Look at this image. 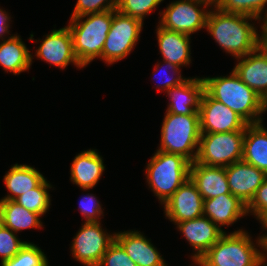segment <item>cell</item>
<instances>
[{"instance_id":"6da1fadb","label":"cell","mask_w":267,"mask_h":266,"mask_svg":"<svg viewBox=\"0 0 267 266\" xmlns=\"http://www.w3.org/2000/svg\"><path fill=\"white\" fill-rule=\"evenodd\" d=\"M248 20L258 19L216 8L209 12L205 28L225 52L239 58L255 51L260 43L256 27Z\"/></svg>"},{"instance_id":"7a4b0ae2","label":"cell","mask_w":267,"mask_h":266,"mask_svg":"<svg viewBox=\"0 0 267 266\" xmlns=\"http://www.w3.org/2000/svg\"><path fill=\"white\" fill-rule=\"evenodd\" d=\"M205 92L236 112L248 124L262 122L263 99L232 70L228 77L202 78Z\"/></svg>"},{"instance_id":"3957f363","label":"cell","mask_w":267,"mask_h":266,"mask_svg":"<svg viewBox=\"0 0 267 266\" xmlns=\"http://www.w3.org/2000/svg\"><path fill=\"white\" fill-rule=\"evenodd\" d=\"M87 17L84 21V19ZM113 10L70 18V30L74 53L79 63L86 67L95 58H100L107 34L110 31Z\"/></svg>"},{"instance_id":"277c9868","label":"cell","mask_w":267,"mask_h":266,"mask_svg":"<svg viewBox=\"0 0 267 266\" xmlns=\"http://www.w3.org/2000/svg\"><path fill=\"white\" fill-rule=\"evenodd\" d=\"M251 239L242 229L224 233L200 260L207 266H265L267 255Z\"/></svg>"},{"instance_id":"5b68a950","label":"cell","mask_w":267,"mask_h":266,"mask_svg":"<svg viewBox=\"0 0 267 266\" xmlns=\"http://www.w3.org/2000/svg\"><path fill=\"white\" fill-rule=\"evenodd\" d=\"M191 162L184 156L157 150L146 167L150 189L163 204L189 179Z\"/></svg>"},{"instance_id":"8992f818","label":"cell","mask_w":267,"mask_h":266,"mask_svg":"<svg viewBox=\"0 0 267 266\" xmlns=\"http://www.w3.org/2000/svg\"><path fill=\"white\" fill-rule=\"evenodd\" d=\"M200 137L199 115L166 112L161 127L160 147L157 150L182 155L192 163L197 157Z\"/></svg>"},{"instance_id":"52a82bcc","label":"cell","mask_w":267,"mask_h":266,"mask_svg":"<svg viewBox=\"0 0 267 266\" xmlns=\"http://www.w3.org/2000/svg\"><path fill=\"white\" fill-rule=\"evenodd\" d=\"M245 131L201 133L195 162L227 167L243 158Z\"/></svg>"},{"instance_id":"ba28073f","label":"cell","mask_w":267,"mask_h":266,"mask_svg":"<svg viewBox=\"0 0 267 266\" xmlns=\"http://www.w3.org/2000/svg\"><path fill=\"white\" fill-rule=\"evenodd\" d=\"M142 28L141 20L113 9L112 23L101 59L111 65L128 56L138 42Z\"/></svg>"},{"instance_id":"9c48e42d","label":"cell","mask_w":267,"mask_h":266,"mask_svg":"<svg viewBox=\"0 0 267 266\" xmlns=\"http://www.w3.org/2000/svg\"><path fill=\"white\" fill-rule=\"evenodd\" d=\"M114 240L115 233L108 234L100 222H85L73 239L71 254L85 266H98Z\"/></svg>"},{"instance_id":"30bf717a","label":"cell","mask_w":267,"mask_h":266,"mask_svg":"<svg viewBox=\"0 0 267 266\" xmlns=\"http://www.w3.org/2000/svg\"><path fill=\"white\" fill-rule=\"evenodd\" d=\"M200 6L205 9H201ZM206 8L208 6L195 0L171 2L163 12H160L162 16L159 25L162 28L190 36L194 32L205 28L210 12V9L206 10Z\"/></svg>"},{"instance_id":"8fae6325","label":"cell","mask_w":267,"mask_h":266,"mask_svg":"<svg viewBox=\"0 0 267 266\" xmlns=\"http://www.w3.org/2000/svg\"><path fill=\"white\" fill-rule=\"evenodd\" d=\"M201 133L245 131L248 123L223 103L204 92L199 110Z\"/></svg>"},{"instance_id":"7c38bea8","label":"cell","mask_w":267,"mask_h":266,"mask_svg":"<svg viewBox=\"0 0 267 266\" xmlns=\"http://www.w3.org/2000/svg\"><path fill=\"white\" fill-rule=\"evenodd\" d=\"M163 205L166 218L175 225L203 216L204 199L190 178Z\"/></svg>"},{"instance_id":"4fadbf2b","label":"cell","mask_w":267,"mask_h":266,"mask_svg":"<svg viewBox=\"0 0 267 266\" xmlns=\"http://www.w3.org/2000/svg\"><path fill=\"white\" fill-rule=\"evenodd\" d=\"M36 56L51 65L61 69L73 63L78 68H84L78 61L74 49L70 30L67 26L51 31L36 51Z\"/></svg>"},{"instance_id":"5bb4252c","label":"cell","mask_w":267,"mask_h":266,"mask_svg":"<svg viewBox=\"0 0 267 266\" xmlns=\"http://www.w3.org/2000/svg\"><path fill=\"white\" fill-rule=\"evenodd\" d=\"M229 189L232 195L248 205L267 174L243 160L225 167Z\"/></svg>"},{"instance_id":"9a60e30c","label":"cell","mask_w":267,"mask_h":266,"mask_svg":"<svg viewBox=\"0 0 267 266\" xmlns=\"http://www.w3.org/2000/svg\"><path fill=\"white\" fill-rule=\"evenodd\" d=\"M176 225L195 250L192 259H200L225 233L206 216L185 220Z\"/></svg>"},{"instance_id":"2e32d148","label":"cell","mask_w":267,"mask_h":266,"mask_svg":"<svg viewBox=\"0 0 267 266\" xmlns=\"http://www.w3.org/2000/svg\"><path fill=\"white\" fill-rule=\"evenodd\" d=\"M236 59L239 60L233 71L263 99L267 94V52L259 46L255 51Z\"/></svg>"},{"instance_id":"e0dca14e","label":"cell","mask_w":267,"mask_h":266,"mask_svg":"<svg viewBox=\"0 0 267 266\" xmlns=\"http://www.w3.org/2000/svg\"><path fill=\"white\" fill-rule=\"evenodd\" d=\"M205 85L202 78H187L181 85L170 88L171 100L166 112L179 115H199Z\"/></svg>"},{"instance_id":"ac0fdd59","label":"cell","mask_w":267,"mask_h":266,"mask_svg":"<svg viewBox=\"0 0 267 266\" xmlns=\"http://www.w3.org/2000/svg\"><path fill=\"white\" fill-rule=\"evenodd\" d=\"M115 240L137 266H167L157 249L141 232H118L115 233Z\"/></svg>"},{"instance_id":"d6986e66","label":"cell","mask_w":267,"mask_h":266,"mask_svg":"<svg viewBox=\"0 0 267 266\" xmlns=\"http://www.w3.org/2000/svg\"><path fill=\"white\" fill-rule=\"evenodd\" d=\"M189 178L196 185L204 200L231 194L225 167L206 166L192 162L189 168Z\"/></svg>"},{"instance_id":"ffe728a7","label":"cell","mask_w":267,"mask_h":266,"mask_svg":"<svg viewBox=\"0 0 267 266\" xmlns=\"http://www.w3.org/2000/svg\"><path fill=\"white\" fill-rule=\"evenodd\" d=\"M247 214V205L232 194L205 199L203 216L208 217L220 229L229 226Z\"/></svg>"},{"instance_id":"44dd1931","label":"cell","mask_w":267,"mask_h":266,"mask_svg":"<svg viewBox=\"0 0 267 266\" xmlns=\"http://www.w3.org/2000/svg\"><path fill=\"white\" fill-rule=\"evenodd\" d=\"M70 170V180L82 190H89L97 185L105 166L96 149H90L75 156Z\"/></svg>"},{"instance_id":"7402d4cb","label":"cell","mask_w":267,"mask_h":266,"mask_svg":"<svg viewBox=\"0 0 267 266\" xmlns=\"http://www.w3.org/2000/svg\"><path fill=\"white\" fill-rule=\"evenodd\" d=\"M157 27V40L163 61L179 67L189 65L191 62L190 36L162 28L160 25Z\"/></svg>"},{"instance_id":"603a6c76","label":"cell","mask_w":267,"mask_h":266,"mask_svg":"<svg viewBox=\"0 0 267 266\" xmlns=\"http://www.w3.org/2000/svg\"><path fill=\"white\" fill-rule=\"evenodd\" d=\"M242 160L267 174V130L262 122L246 126Z\"/></svg>"},{"instance_id":"cb8c5ba5","label":"cell","mask_w":267,"mask_h":266,"mask_svg":"<svg viewBox=\"0 0 267 266\" xmlns=\"http://www.w3.org/2000/svg\"><path fill=\"white\" fill-rule=\"evenodd\" d=\"M30 51L17 34L11 35L7 40L0 43V65L5 72H12L19 75L29 70L32 64Z\"/></svg>"},{"instance_id":"d4e9b609","label":"cell","mask_w":267,"mask_h":266,"mask_svg":"<svg viewBox=\"0 0 267 266\" xmlns=\"http://www.w3.org/2000/svg\"><path fill=\"white\" fill-rule=\"evenodd\" d=\"M45 177L32 166L15 164L4 176V183L10 194L0 200H15L22 194L36 188Z\"/></svg>"},{"instance_id":"484cf974","label":"cell","mask_w":267,"mask_h":266,"mask_svg":"<svg viewBox=\"0 0 267 266\" xmlns=\"http://www.w3.org/2000/svg\"><path fill=\"white\" fill-rule=\"evenodd\" d=\"M41 215L31 212L14 200H0V222L17 232L27 228H41Z\"/></svg>"},{"instance_id":"4316f807","label":"cell","mask_w":267,"mask_h":266,"mask_svg":"<svg viewBox=\"0 0 267 266\" xmlns=\"http://www.w3.org/2000/svg\"><path fill=\"white\" fill-rule=\"evenodd\" d=\"M48 188H52L51 184L44 179L36 188L27 191L17 197L14 201L23 206L25 209L42 216L46 214L47 210H49V206L51 205L50 195L47 191Z\"/></svg>"},{"instance_id":"83f0119b","label":"cell","mask_w":267,"mask_h":266,"mask_svg":"<svg viewBox=\"0 0 267 266\" xmlns=\"http://www.w3.org/2000/svg\"><path fill=\"white\" fill-rule=\"evenodd\" d=\"M45 255L37 245L26 242L13 258L3 261L1 266H49Z\"/></svg>"},{"instance_id":"f1b7e54d","label":"cell","mask_w":267,"mask_h":266,"mask_svg":"<svg viewBox=\"0 0 267 266\" xmlns=\"http://www.w3.org/2000/svg\"><path fill=\"white\" fill-rule=\"evenodd\" d=\"M267 0H223L219 9L222 12L242 14L261 19Z\"/></svg>"},{"instance_id":"f546056e","label":"cell","mask_w":267,"mask_h":266,"mask_svg":"<svg viewBox=\"0 0 267 266\" xmlns=\"http://www.w3.org/2000/svg\"><path fill=\"white\" fill-rule=\"evenodd\" d=\"M162 1L164 0H119L116 10L143 22L144 17L150 14Z\"/></svg>"},{"instance_id":"4dcf8cb0","label":"cell","mask_w":267,"mask_h":266,"mask_svg":"<svg viewBox=\"0 0 267 266\" xmlns=\"http://www.w3.org/2000/svg\"><path fill=\"white\" fill-rule=\"evenodd\" d=\"M26 244L16 236L15 232L0 222V258L1 263L13 258Z\"/></svg>"},{"instance_id":"1f68e13d","label":"cell","mask_w":267,"mask_h":266,"mask_svg":"<svg viewBox=\"0 0 267 266\" xmlns=\"http://www.w3.org/2000/svg\"><path fill=\"white\" fill-rule=\"evenodd\" d=\"M119 0H77L71 18L117 9Z\"/></svg>"},{"instance_id":"d6a6232c","label":"cell","mask_w":267,"mask_h":266,"mask_svg":"<svg viewBox=\"0 0 267 266\" xmlns=\"http://www.w3.org/2000/svg\"><path fill=\"white\" fill-rule=\"evenodd\" d=\"M98 266H137L124 251L122 246L114 240L102 257Z\"/></svg>"},{"instance_id":"836d02e7","label":"cell","mask_w":267,"mask_h":266,"mask_svg":"<svg viewBox=\"0 0 267 266\" xmlns=\"http://www.w3.org/2000/svg\"><path fill=\"white\" fill-rule=\"evenodd\" d=\"M253 213L260 222L267 216V178L257 189L253 199L247 205V214Z\"/></svg>"},{"instance_id":"e575fe53","label":"cell","mask_w":267,"mask_h":266,"mask_svg":"<svg viewBox=\"0 0 267 266\" xmlns=\"http://www.w3.org/2000/svg\"><path fill=\"white\" fill-rule=\"evenodd\" d=\"M79 209L86 219L85 222H100L99 219L103 211L99 201L93 194L84 195V197H82Z\"/></svg>"},{"instance_id":"d590c367","label":"cell","mask_w":267,"mask_h":266,"mask_svg":"<svg viewBox=\"0 0 267 266\" xmlns=\"http://www.w3.org/2000/svg\"><path fill=\"white\" fill-rule=\"evenodd\" d=\"M165 63L166 67L165 70L167 71V68L171 69L173 71V75L175 76L177 74V76L173 77V75H171V77H167L168 75L165 74V76L167 77V79L165 78L164 81H161L162 82V86H161V83L158 84V86L156 85V87H160L162 88V91L163 90H166L165 93L170 89V88H173V87H176V86H179L181 85L184 81H186L187 79L186 78H182L181 74H180V67L177 66L176 64H172V63H169L167 61H163ZM160 70L163 68V66L161 65L160 66ZM159 70V71H160ZM164 70V69H163ZM165 72V71H164ZM162 73V72H161ZM170 76V75H169Z\"/></svg>"},{"instance_id":"8d00e7d4","label":"cell","mask_w":267,"mask_h":266,"mask_svg":"<svg viewBox=\"0 0 267 266\" xmlns=\"http://www.w3.org/2000/svg\"><path fill=\"white\" fill-rule=\"evenodd\" d=\"M8 15L5 10L0 9V39L2 40H4L5 34H9L10 16Z\"/></svg>"},{"instance_id":"74e56055","label":"cell","mask_w":267,"mask_h":266,"mask_svg":"<svg viewBox=\"0 0 267 266\" xmlns=\"http://www.w3.org/2000/svg\"><path fill=\"white\" fill-rule=\"evenodd\" d=\"M266 14L263 18L264 25H262V33L260 36V43L259 46L267 52V10H265Z\"/></svg>"},{"instance_id":"f35d334b","label":"cell","mask_w":267,"mask_h":266,"mask_svg":"<svg viewBox=\"0 0 267 266\" xmlns=\"http://www.w3.org/2000/svg\"><path fill=\"white\" fill-rule=\"evenodd\" d=\"M263 225V228L267 229V216L260 222ZM257 244L262 248L263 252L265 251V243L267 242V234L258 237Z\"/></svg>"},{"instance_id":"ab89813d","label":"cell","mask_w":267,"mask_h":266,"mask_svg":"<svg viewBox=\"0 0 267 266\" xmlns=\"http://www.w3.org/2000/svg\"><path fill=\"white\" fill-rule=\"evenodd\" d=\"M199 3L205 4L206 6H214V8H219L223 0H195Z\"/></svg>"},{"instance_id":"60d3db41","label":"cell","mask_w":267,"mask_h":266,"mask_svg":"<svg viewBox=\"0 0 267 266\" xmlns=\"http://www.w3.org/2000/svg\"><path fill=\"white\" fill-rule=\"evenodd\" d=\"M194 261L195 264H197L198 266H207L203 261H201L200 259H192Z\"/></svg>"},{"instance_id":"b9f144b4","label":"cell","mask_w":267,"mask_h":266,"mask_svg":"<svg viewBox=\"0 0 267 266\" xmlns=\"http://www.w3.org/2000/svg\"><path fill=\"white\" fill-rule=\"evenodd\" d=\"M267 111V94L263 98V112Z\"/></svg>"},{"instance_id":"7bdbcfd3","label":"cell","mask_w":267,"mask_h":266,"mask_svg":"<svg viewBox=\"0 0 267 266\" xmlns=\"http://www.w3.org/2000/svg\"><path fill=\"white\" fill-rule=\"evenodd\" d=\"M265 252H266V255H267V242L265 243Z\"/></svg>"}]
</instances>
